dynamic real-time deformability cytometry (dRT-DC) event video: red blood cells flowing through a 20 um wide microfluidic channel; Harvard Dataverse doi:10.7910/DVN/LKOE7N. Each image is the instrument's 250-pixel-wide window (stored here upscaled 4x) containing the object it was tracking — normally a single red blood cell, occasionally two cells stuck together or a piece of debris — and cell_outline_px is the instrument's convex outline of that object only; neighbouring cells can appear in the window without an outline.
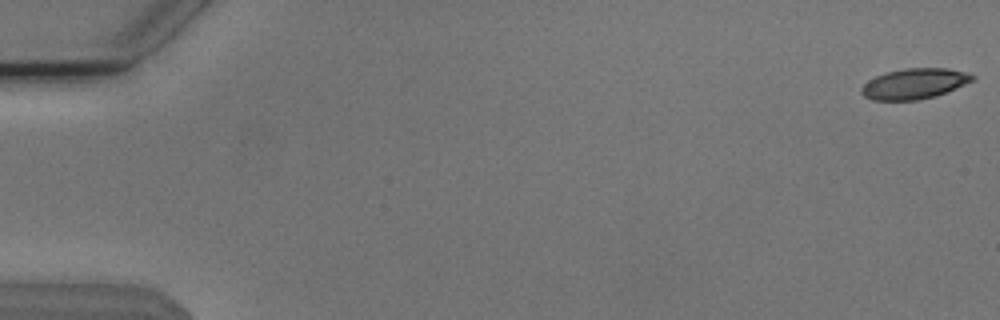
{"species": "Egyptian fruit bat (a non-hibernating species)", "species_latin": "Rousettus aegyptiacus", "temperature_condition": "cold", "stored_images_in_passage": 14, "camera_frame_rate_fps": 3000, "um_per_image_px": 0.085, "animal": {"sex": "male"}, "frame": {"image": 1, "passage_image": 1, "time_ms": 0.0, "image_size_px": [1000, 320], "cell_outline_px": [[976, 80], [936, 96], [916, 100], [872, 100], [864, 96], [860, 92], [860, 88], [868, 80], [884, 72], [904, 68], [948, 68], [968, 72], [976, 76]], "centroid_in_image_um": [77.74, 7.1], "position_along_channel_um": 7.3, "area_um2": 20.0}}
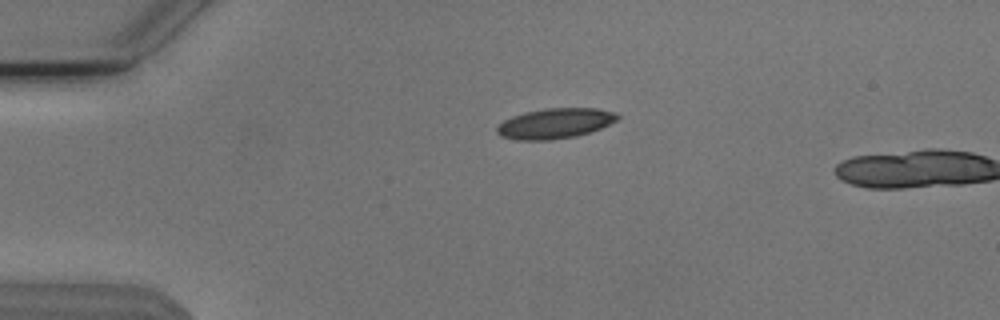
{"frame": {"image": 2, "passage_image": 13, "time_ms": 4.0, "image_size_px": [1000, 320], "cell_outline_px": [[620, 116], [616, 120], [600, 128], [576, 136], [552, 140], [516, 140], [500, 136], [496, 132], [496, 128], [504, 120], [512, 116], [524, 112], [544, 108], [596, 108], [616, 112]], "centroid_in_image_um": [47.15, 10.49], "position_along_channel_um": 37.9, "area_um2": 21.27}}